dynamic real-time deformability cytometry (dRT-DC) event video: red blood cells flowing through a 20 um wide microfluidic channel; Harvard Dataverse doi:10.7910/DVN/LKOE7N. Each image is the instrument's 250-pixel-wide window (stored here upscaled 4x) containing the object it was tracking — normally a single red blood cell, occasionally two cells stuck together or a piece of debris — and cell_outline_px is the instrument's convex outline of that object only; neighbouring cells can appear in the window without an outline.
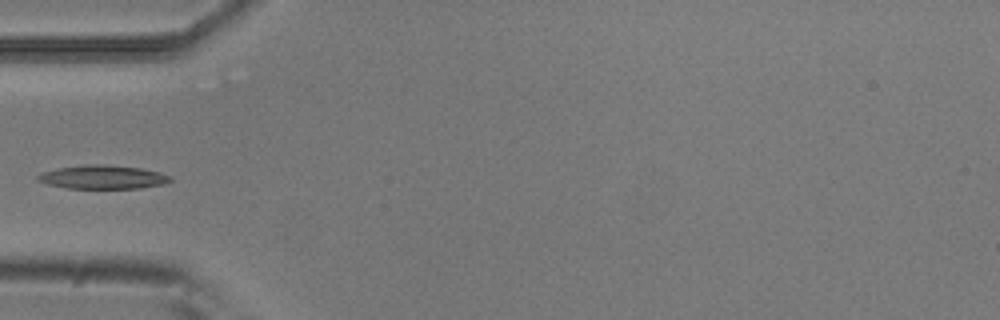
{"species": "common noctule bat (a hibernating species)", "species_latin": "Nyctalus noctula", "temperature_condition": "room temperature", "stored_images_in_passage": 5, "camera_frame_rate_fps": 3000, "um_per_image_px": 0.085, "animal": {"sex": "male", "body_mass_g": 20.5, "forearm_length_mm": 52.5}, "frame": {"image": 1, "passage_image": 5, "time_ms": 1.333, "image_size_px": [1000, 320], "cell_outline_px": [[172, 180], [164, 184], [140, 188], [68, 188], [48, 184], [36, 180], [36, 176], [44, 172], [60, 168], [84, 164], [104, 164], [140, 168], [160, 172], [172, 176]], "centroid_in_image_um": [8.77, 15.05], "position_along_channel_um": 76.2, "area_um2": 18.21}}